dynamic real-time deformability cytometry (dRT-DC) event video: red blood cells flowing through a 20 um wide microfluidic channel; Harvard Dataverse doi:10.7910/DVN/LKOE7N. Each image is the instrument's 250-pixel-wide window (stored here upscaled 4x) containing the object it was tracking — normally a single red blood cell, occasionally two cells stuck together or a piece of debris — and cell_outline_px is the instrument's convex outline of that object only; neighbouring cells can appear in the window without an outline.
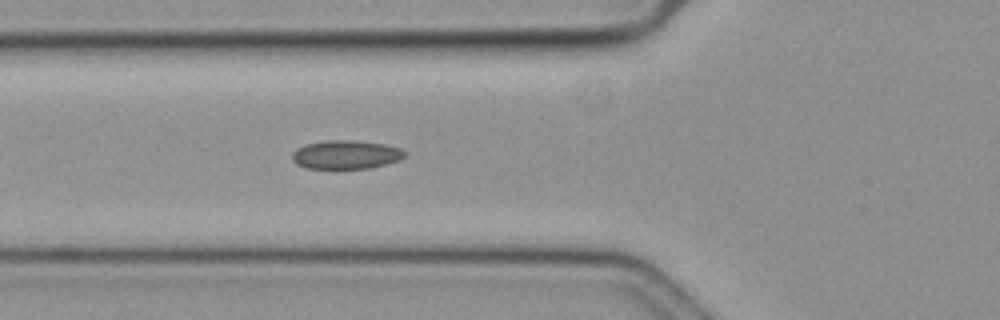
{"species": "common noctule bat (a hibernating species)", "species_latin": "Nyctalus noctula", "temperature_condition": "cold", "stored_images_in_passage": 45, "segment_of_instrument_passage": [1, 2], "camera_frame_rate_fps": 3000, "um_per_image_px": 0.085, "animal": {"sex": "female", "body_mass_g": 19.3, "forearm_length_mm": 54.1}, "frame": {"image": 1, "passage_image": 7, "time_ms": 2.0, "image_size_px": [1000, 320], "cell_outline_px": [[404, 156], [400, 160], [368, 168], [304, 168], [296, 164], [292, 160], [292, 152], [296, 148], [304, 144], [324, 140], [356, 140], [384, 144], [400, 148], [404, 152]], "centroid_in_image_um": [29.34, 13.13], "position_along_channel_um": 96.5, "area_um2": 18.84}}
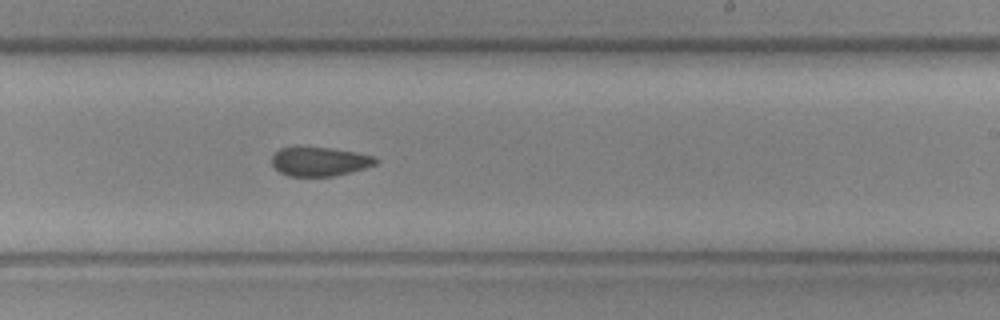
{"frame": {"image": 2, "passage_image": 21, "time_ms": 6.667, "image_size_px": [1000, 320], "cell_outline_px": [[380, 160], [376, 164], [364, 168], [336, 176], [288, 176], [280, 172], [272, 164], [272, 156], [280, 148], [332, 148], [376, 156]], "centroid_in_image_um": [27.21, 13.74], "position_along_channel_um": 261.8, "area_um2": 17.4}}
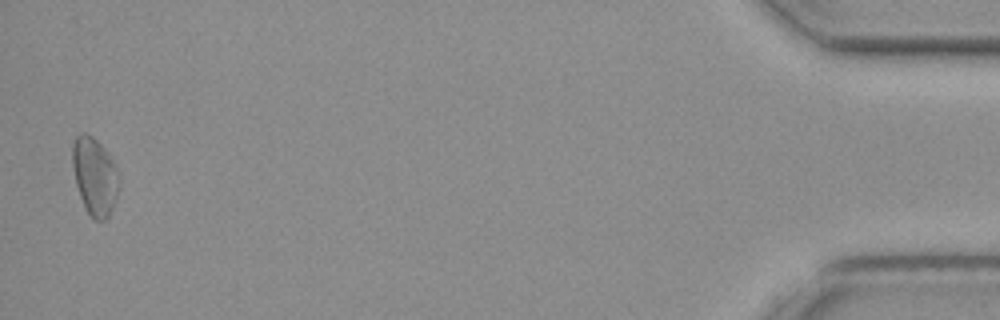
{"frame": {"image": 3, "passage_image": 43, "time_ms": 14.0, "image_size_px": [1000, 320], "cell_outline_px": [[120, 188], [112, 208], [108, 216], [104, 220], [96, 220], [88, 212], [80, 196], [76, 184], [72, 168], [72, 144], [76, 136], [80, 132], [84, 132], [92, 136], [104, 148], [112, 160], [120, 176]], "centroid_in_image_um": [8.05, 14.95], "position_along_channel_um": 427.1, "area_um2": 21.04}}